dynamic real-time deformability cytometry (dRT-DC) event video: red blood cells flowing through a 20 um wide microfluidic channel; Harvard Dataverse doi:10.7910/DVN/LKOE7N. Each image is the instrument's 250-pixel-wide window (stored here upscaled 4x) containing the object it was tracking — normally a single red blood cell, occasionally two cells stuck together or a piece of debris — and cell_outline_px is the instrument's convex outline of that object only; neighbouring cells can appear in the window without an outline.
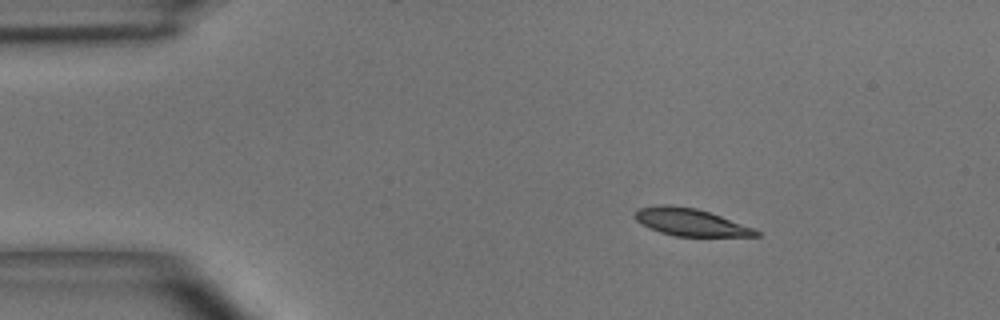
{"species": "common noctule bat (a hibernating species)", "species_latin": "Nyctalus noctula", "temperature_condition": "room temperature", "stored_images_in_passage": 44, "camera_frame_rate_fps": 3000, "um_per_image_px": 0.085, "animal": {"sex": "male", "body_mass_g": 15.6}, "frame": {"image": 1, "passage_image": 1, "time_ms": 0.0, "image_size_px": [1000, 320], "cell_outline_px": [[760, 236], [676, 236], [660, 232], [648, 228], [640, 224], [632, 216], [636, 208], [660, 204], [668, 204], [696, 208], [756, 228], [760, 232]], "centroid_in_image_um": [58.64, 18.87], "position_along_channel_um": 26.4, "area_um2": 19.54}}
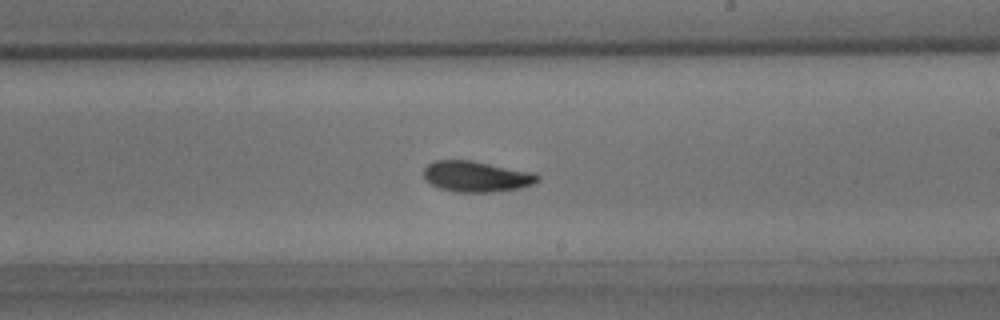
{"frame": {"image": 2, "passage_image": 23, "time_ms": 7.333, "image_size_px": [1000, 320], "cell_outline_px": [[540, 180], [532, 184], [520, 188], [492, 192], [456, 192], [440, 188], [432, 184], [424, 176], [424, 168], [428, 164], [436, 160], [472, 160], [536, 172], [540, 176]], "centroid_in_image_um": [40.55, 14.99], "position_along_channel_um": 248.4, "area_um2": 20.58}}
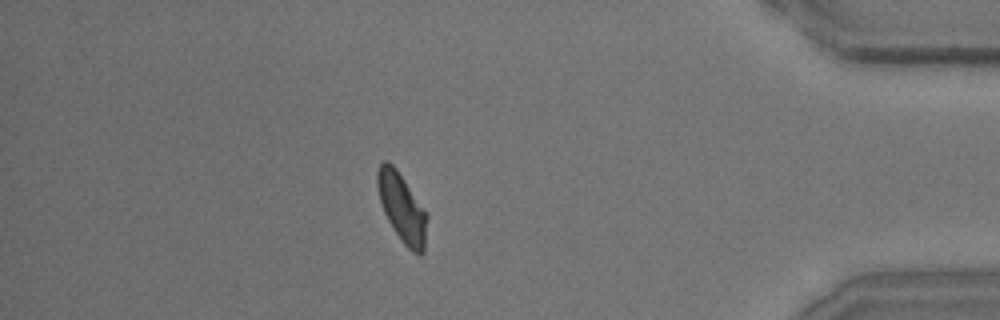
{"frame": {"image": 3, "passage_image": 38, "time_ms": 12.333, "image_size_px": [1000, 320], "cell_outline_px": [[428, 216], [424, 252], [420, 256], [412, 252], [400, 240], [388, 220], [384, 212], [380, 200], [376, 184], [376, 172], [380, 164], [384, 160], [388, 160], [396, 168], [428, 212]], "centroid_in_image_um": [34.18, 17.66], "position_along_channel_um": 401.0, "area_um2": 20.23}, "authors_computed_cell_mechanics": {"area_um2": 20.2011, "velocity_mm_per_s": 3.8644, "shape_relaxation_time_tau1_ms": 2.458, "shape_relaxation_time_tau2_ms": 3.7026, "deformation_change_tau1": 0.1265, "deformation_change_tau2": 0.0929}}